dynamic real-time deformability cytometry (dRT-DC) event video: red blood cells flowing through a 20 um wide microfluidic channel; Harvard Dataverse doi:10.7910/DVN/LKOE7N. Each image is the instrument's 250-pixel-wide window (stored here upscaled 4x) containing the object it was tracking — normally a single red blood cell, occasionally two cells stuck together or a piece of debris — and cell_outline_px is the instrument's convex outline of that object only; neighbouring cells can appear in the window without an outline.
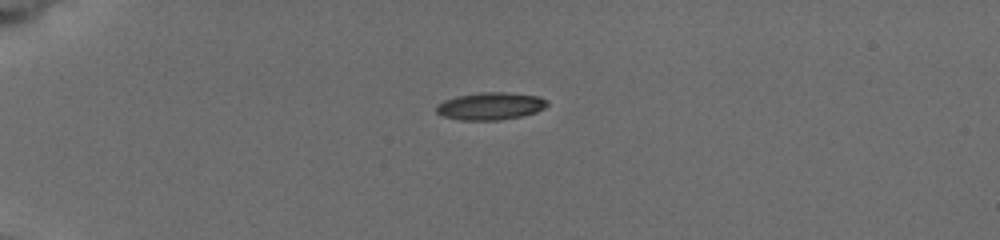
{"species": "common noctule bat (a hibernating species)", "species_latin": "Nyctalus noctula", "temperature_condition": "cold", "stored_images_in_passage": 4, "camera_frame_rate_fps": 3000, "um_per_image_px": 0.085, "animal": {"sex": "female", "body_mass_g": 19.5, "forearm_length_mm": 54.1}, "frame": {"image": 1, "passage_image": 1, "time_ms": 0.0, "image_size_px": [1000, 240], "cell_outline_px": [[548, 104], [544, 108], [536, 112], [520, 116], [500, 120], [460, 120], [444, 116], [436, 112], [436, 104], [444, 100], [456, 96], [480, 92], [508, 92], [540, 96], [548, 100]], "centroid_in_image_um": [41.69, 9.01], "position_along_channel_um": 43.3, "area_um2": 17.86}}
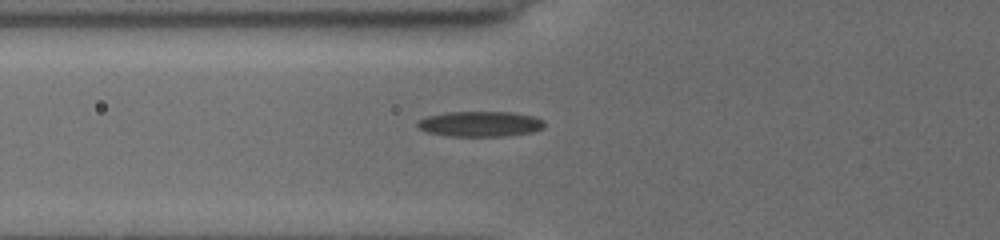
{"frame": {"image": 2, "passage_image": 4, "time_ms": 2.333, "image_size_px": [1000, 240], "cell_outline_px": [[544, 128], [532, 132], [500, 136], [452, 136], [428, 132], [420, 128], [416, 124], [420, 120], [428, 116], [444, 112], [512, 112], [532, 116], [544, 120]], "centroid_in_image_um": [40.84, 10.53], "position_along_channel_um": 85.0, "area_um2": 18.55}}